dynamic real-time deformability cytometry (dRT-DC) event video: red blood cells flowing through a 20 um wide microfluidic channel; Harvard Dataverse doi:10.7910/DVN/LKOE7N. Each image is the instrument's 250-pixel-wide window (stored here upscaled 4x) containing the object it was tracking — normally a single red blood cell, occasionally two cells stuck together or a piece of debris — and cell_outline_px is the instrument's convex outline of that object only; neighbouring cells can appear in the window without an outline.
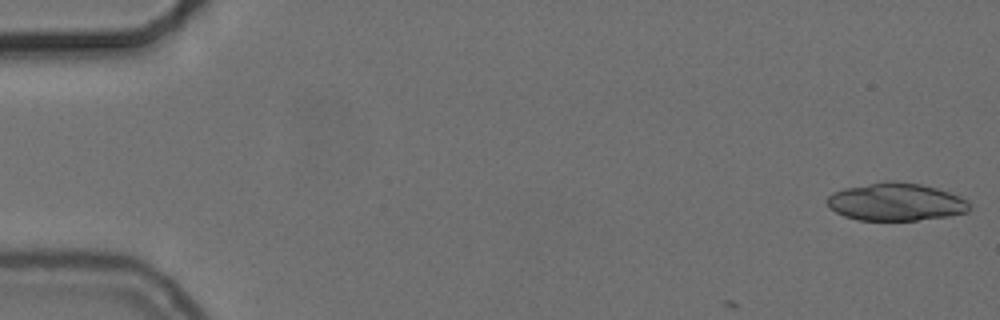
{"species": "common noctule bat (a hibernating species)", "species_latin": "Nyctalus noctula", "temperature_condition": "cold", "stored_images_in_passage": 7, "camera_frame_rate_fps": 3000, "um_per_image_px": 0.085, "animal": {"sex": "female", "body_mass_g": 24.6, "forearm_length_mm": 56.2}, "frame": {"image": 1, "passage_image": 1, "time_ms": 0.0, "image_size_px": [1000, 320], "cell_outline_px": [[968, 212], [948, 216], [916, 220], [856, 220], [844, 216], [828, 208], [824, 200], [832, 192], [844, 188], [884, 180], [892, 180], [920, 184], [936, 188], [960, 196], [968, 200]], "centroid_in_image_um": [76.08, 17.15], "position_along_channel_um": 8.9, "area_um2": 31.56}}